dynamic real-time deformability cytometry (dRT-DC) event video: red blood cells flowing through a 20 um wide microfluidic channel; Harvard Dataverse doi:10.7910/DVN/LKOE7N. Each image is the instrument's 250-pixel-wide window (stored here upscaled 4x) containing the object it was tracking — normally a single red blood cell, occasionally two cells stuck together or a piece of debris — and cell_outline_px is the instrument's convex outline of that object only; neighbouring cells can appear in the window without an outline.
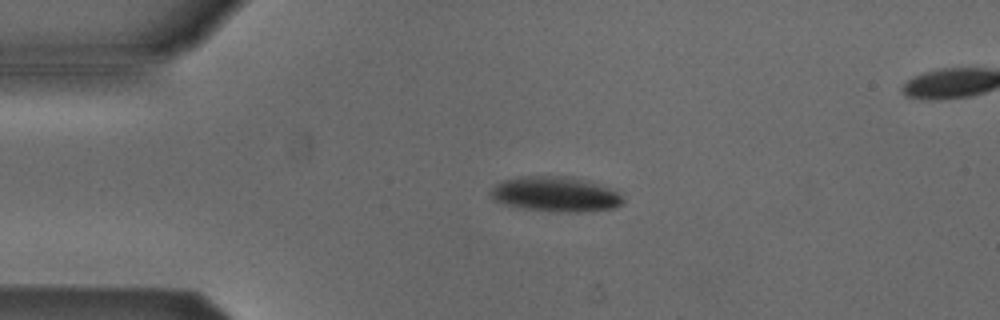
{"species": "Egyptian fruit bat (a non-hibernating species)", "species_latin": "Rousettus aegyptiacus", "temperature_condition": "cold", "stored_images_in_passage": 5, "camera_frame_rate_fps": 3000, "um_per_image_px": 0.085, "animal": {"sex": "male"}, "frame": {"image": 1, "passage_image": 3, "time_ms": 2.667, "image_size_px": [1000, 320], "cell_outline_px": [[624, 200], [620, 204], [612, 208], [580, 212], [556, 212], [524, 208], [504, 204], [492, 200], [488, 196], [488, 192], [496, 184], [504, 180], [520, 176], [572, 176], [588, 180], [612, 188], [620, 192]], "centroid_in_image_um": [47.2, 16.49], "position_along_channel_um": 37.8, "area_um2": 27.4}}